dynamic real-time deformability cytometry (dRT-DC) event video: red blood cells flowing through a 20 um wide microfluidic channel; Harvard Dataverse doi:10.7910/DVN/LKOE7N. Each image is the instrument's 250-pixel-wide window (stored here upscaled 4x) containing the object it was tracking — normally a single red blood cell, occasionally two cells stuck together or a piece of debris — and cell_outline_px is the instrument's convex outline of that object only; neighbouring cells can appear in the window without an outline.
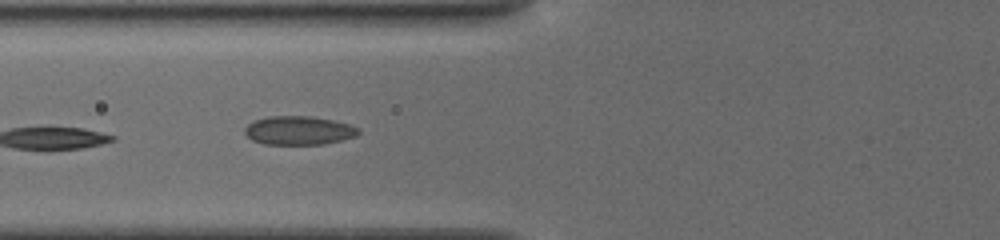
{"species": "common noctule bat (a hibernating species)", "species_latin": "Nyctalus noctula", "temperature_condition": "cold", "stored_images_in_passage": 24, "camera_frame_rate_fps": 3000, "um_per_image_px": 0.085, "animal": {"sex": "female", "body_mass_g": 19.5, "forearm_length_mm": 54.1}, "frame": {"image": 1, "passage_image": 10, "time_ms": 4.667, "image_size_px": [1000, 240], "cell_outline_px": [[360, 132], [356, 136], [324, 144], [264, 144], [252, 140], [244, 132], [244, 128], [252, 120], [268, 116], [312, 116], [332, 120], [348, 124], [356, 128]], "centroid_in_image_um": [25.34, 11.08], "position_along_channel_um": 100.5, "area_um2": 18.96}}